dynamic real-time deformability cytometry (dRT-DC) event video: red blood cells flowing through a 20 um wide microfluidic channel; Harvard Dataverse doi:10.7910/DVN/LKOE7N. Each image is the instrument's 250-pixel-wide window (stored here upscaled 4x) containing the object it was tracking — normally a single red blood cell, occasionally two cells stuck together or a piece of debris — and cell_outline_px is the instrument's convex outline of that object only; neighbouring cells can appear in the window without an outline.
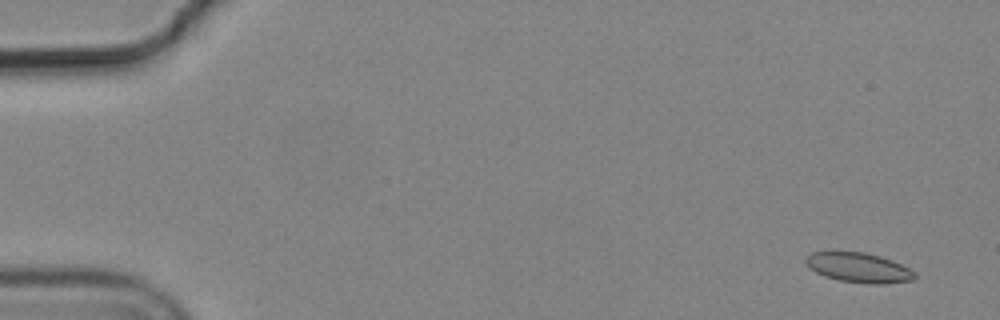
{"species": "common noctule bat (a hibernating species)", "species_latin": "Nyctalus noctula", "temperature_condition": "cold", "stored_images_in_passage": 5, "camera_frame_rate_fps": 3000, "um_per_image_px": 0.085, "animal": {"sex": "male", "body_mass_g": 19.2, "forearm_length_mm": 51.8}, "frame": {"image": 1, "passage_image": 1, "time_ms": 0.0, "image_size_px": [1000, 320], "cell_outline_px": [[916, 280], [884, 284], [872, 284], [840, 280], [824, 276], [808, 268], [804, 260], [812, 252], [864, 252], [880, 256], [892, 260], [916, 272]], "centroid_in_image_um": [73.01, 22.76], "position_along_channel_um": 12.0, "area_um2": 18.9}}
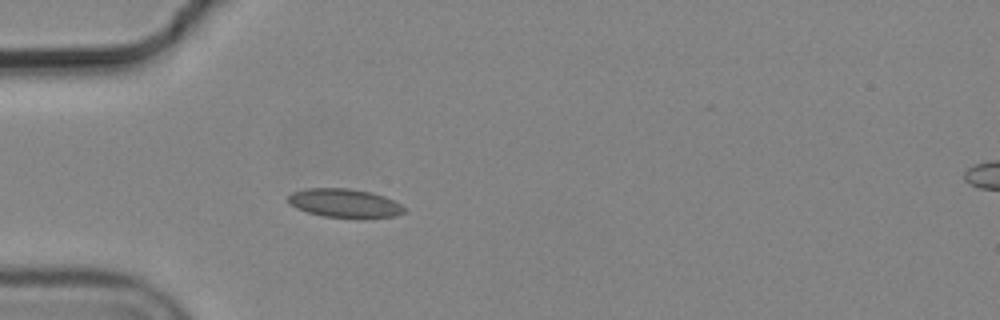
{"frame": {"image": 2, "passage_image": 5, "time_ms": 1.333, "image_size_px": [1000, 320], "cell_outline_px": [[404, 212], [392, 216], [364, 220], [324, 216], [308, 212], [296, 208], [288, 200], [288, 196], [292, 192], [308, 188], [348, 188], [372, 192], [384, 196], [400, 204], [404, 208]], "centroid_in_image_um": [29.31, 17.29], "position_along_channel_um": 55.7, "area_um2": 19.65}}